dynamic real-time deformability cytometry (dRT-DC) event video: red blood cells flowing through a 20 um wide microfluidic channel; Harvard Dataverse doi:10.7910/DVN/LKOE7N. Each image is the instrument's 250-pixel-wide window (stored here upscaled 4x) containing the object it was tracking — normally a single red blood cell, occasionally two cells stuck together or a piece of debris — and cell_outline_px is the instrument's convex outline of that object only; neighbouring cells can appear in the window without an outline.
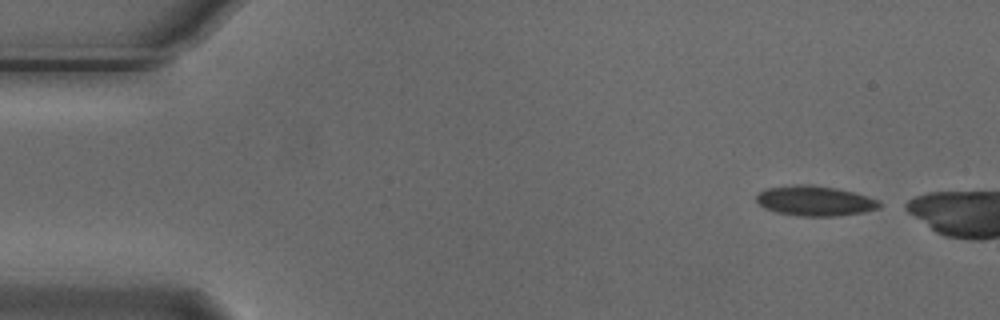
{"species": "Egyptian fruit bat (a non-hibernating species)", "species_latin": "Rousettus aegyptiacus", "temperature_condition": "cold", "stored_images_in_passage": 2, "camera_frame_rate_fps": 3000, "um_per_image_px": 0.085, "animal": {"sex": "male"}, "frame": {"image": 1, "passage_image": 1, "time_ms": 0.0, "image_size_px": [1000, 320], "cell_outline_px": [[888, 204], [880, 208], [864, 212], [840, 216], [796, 216], [776, 212], [764, 208], [756, 200], [756, 192], [764, 188], [800, 184], [808, 184], [836, 188], [868, 196], [880, 200]], "centroid_in_image_um": [69.31, 17.08], "position_along_channel_um": 15.7, "area_um2": 22.02}}